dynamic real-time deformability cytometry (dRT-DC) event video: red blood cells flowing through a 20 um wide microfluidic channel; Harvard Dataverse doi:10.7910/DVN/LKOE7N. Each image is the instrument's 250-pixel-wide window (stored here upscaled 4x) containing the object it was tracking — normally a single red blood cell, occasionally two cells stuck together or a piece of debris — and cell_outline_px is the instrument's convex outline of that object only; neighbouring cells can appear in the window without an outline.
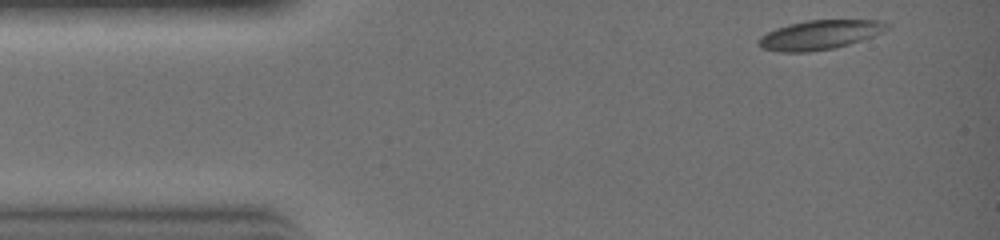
{"species": "common noctule bat (a hibernating species)", "species_latin": "Nyctalus noctula", "temperature_condition": "warm", "stored_images_in_passage": 26, "camera_frame_rate_fps": 3000, "um_per_image_px": 0.085, "animal": {"sex": "female", "body_mass_g": 19.0, "forearm_length_mm": 51.5}, "frame": {"image": 1, "passage_image": 1, "time_ms": 0.0, "image_size_px": [1000, 240], "cell_outline_px": [[892, 24], [888, 28], [872, 36], [848, 44], [832, 48], [808, 52], [784, 52], [764, 48], [756, 44], [756, 40], [760, 36], [776, 28], [788, 24], [808, 20], [880, 20]], "centroid_in_image_um": [69.65, 2.95], "position_along_channel_um": 15.3, "area_um2": 21.73}}
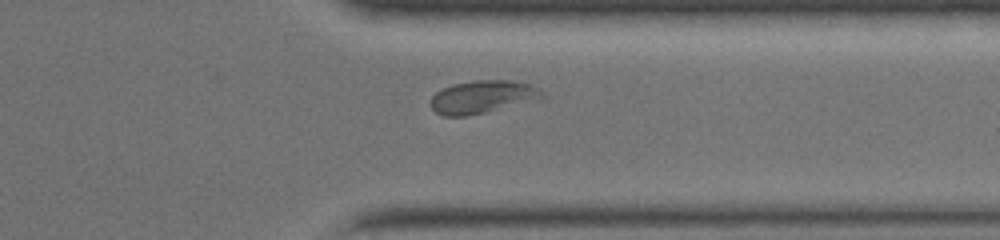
{"frame": {"image": 2, "passage_image": 22, "time_ms": 7.0, "image_size_px": [1000, 240], "cell_outline_px": [[548, 96], [544, 100], [488, 112], [468, 116], [444, 116], [436, 112], [428, 104], [432, 96], [440, 88], [452, 84], [476, 80], [512, 80], [532, 84], [544, 92]], "centroid_in_image_um": [41.1, 8.24], "position_along_channel_um": 370.3, "area_um2": 22.25}}
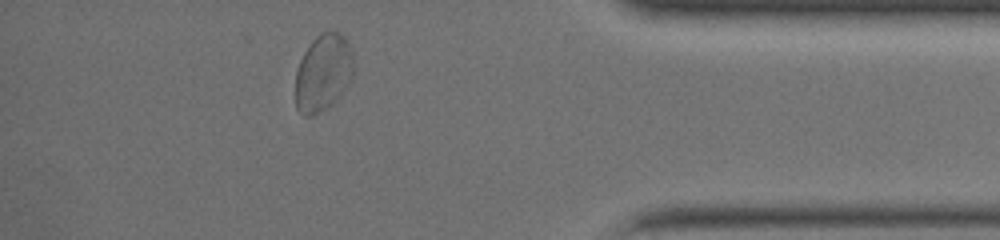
{"frame": {"image": 3, "passage_image": 25, "time_ms": 8.0, "image_size_px": [1000, 240], "cell_outline_px": [[352, 76], [348, 84], [336, 100], [328, 108], [312, 116], [304, 116], [296, 108], [296, 72], [300, 60], [304, 52], [312, 40], [320, 32], [336, 32], [344, 36], [352, 48]], "centroid_in_image_um": [27.46, 6.19], "position_along_channel_um": 407.7, "area_um2": 26.07}}